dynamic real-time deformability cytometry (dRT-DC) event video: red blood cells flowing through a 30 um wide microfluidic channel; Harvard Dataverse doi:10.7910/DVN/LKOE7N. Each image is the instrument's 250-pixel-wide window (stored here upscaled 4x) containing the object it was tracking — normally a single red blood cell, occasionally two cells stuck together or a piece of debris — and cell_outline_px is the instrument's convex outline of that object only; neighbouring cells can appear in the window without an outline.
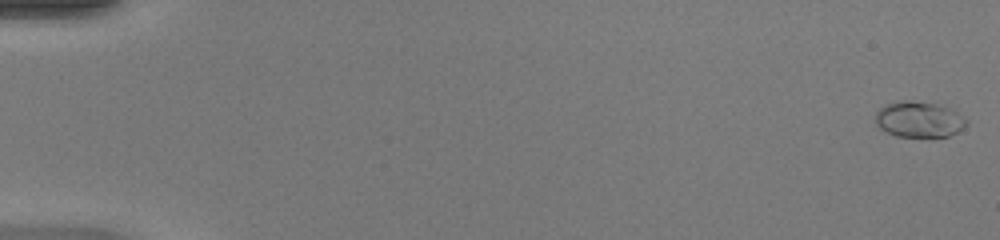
{"species": "common noctule bat (a hibernating species)", "species_latin": "Nyctalus noctula", "temperature_condition": "warm", "stored_images_in_passage": 50, "camera_frame_rate_fps": 3000, "um_per_image_px": 0.085, "animal": {"sex": "female", "body_mass_g": 20.0, "forearm_length_mm": 54.0}, "frame": {"image": 1, "passage_image": 1, "time_ms": 0.0, "image_size_px": [1000, 240], "cell_outline_px": [[968, 124], [964, 128], [948, 136], [896, 136], [880, 128], [876, 124], [876, 112], [880, 108], [896, 100], [912, 100], [936, 104], [948, 108], [956, 112], [968, 120]], "centroid_in_image_um": [78.11, 10.14], "position_along_channel_um": 6.9, "area_um2": 18.84}}
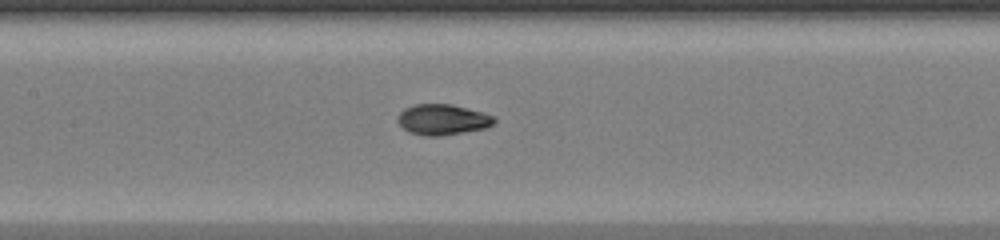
{"frame": {"image": 2, "passage_image": 25, "time_ms": 8.0, "image_size_px": [1000, 240], "cell_outline_px": [[496, 120], [488, 128], [440, 136], [424, 136], [408, 132], [396, 120], [396, 116], [404, 108], [412, 104], [452, 104], [496, 116]], "centroid_in_image_um": [37.6, 10.16], "position_along_channel_um": 169.8, "area_um2": 17.46}}
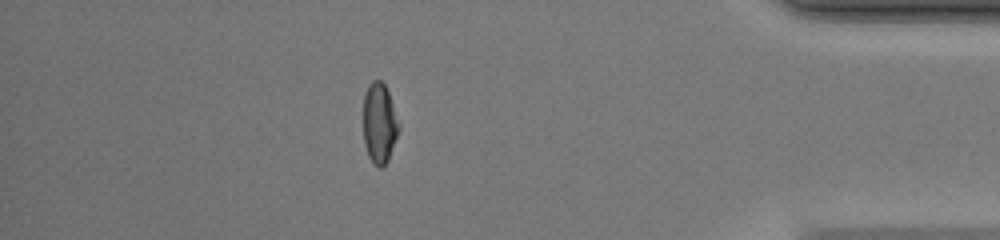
{"frame": {"image": 3, "passage_image": 44, "time_ms": 14.333, "image_size_px": [1000, 240], "cell_outline_px": [[400, 128], [388, 160], [380, 168], [372, 164], [368, 156], [364, 144], [364, 92], [368, 84], [372, 80], [380, 80], [384, 84], [388, 92], [400, 124]], "centroid_in_image_um": [32.24, 10.48], "position_along_channel_um": 403.0, "area_um2": 16.7}, "authors_computed_cell_mechanics": {"area_um2": 17.1088, "velocity_mm_per_s": 4.2553, "shape_relaxation_time_tau1_ms": 10.3579, "shape_relaxation_time_tau2_ms": null, "deformation_change_tau1": 0.3378, "deformation_change_tau2": null}}